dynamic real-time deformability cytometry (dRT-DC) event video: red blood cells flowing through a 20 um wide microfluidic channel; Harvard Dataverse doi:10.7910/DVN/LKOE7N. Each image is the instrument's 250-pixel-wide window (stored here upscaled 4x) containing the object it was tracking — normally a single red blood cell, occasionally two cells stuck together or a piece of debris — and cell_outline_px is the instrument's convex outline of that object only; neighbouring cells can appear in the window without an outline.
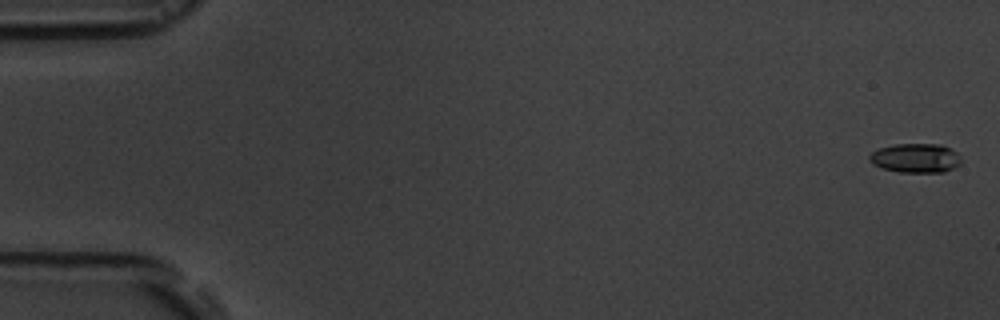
{"species": "common noctule bat (a hibernating species)", "species_latin": "Nyctalus noctula", "temperature_condition": "room temperature", "stored_images_in_passage": 10, "camera_frame_rate_fps": 3000, "um_per_image_px": 0.085, "animal": {"sex": "male", "body_mass_g": 19.5, "forearm_length_mm": 54.6}, "frame": {"image": 1, "passage_image": 1, "time_ms": 0.0, "image_size_px": [1000, 320], "cell_outline_px": [[960, 164], [944, 172], [900, 172], [884, 168], [872, 164], [868, 160], [868, 156], [872, 152], [880, 148], [896, 144], [940, 144], [952, 148], [956, 152], [960, 160]], "centroid_in_image_um": [77.82, 13.43], "position_along_channel_um": 7.2, "area_um2": 15.55}}
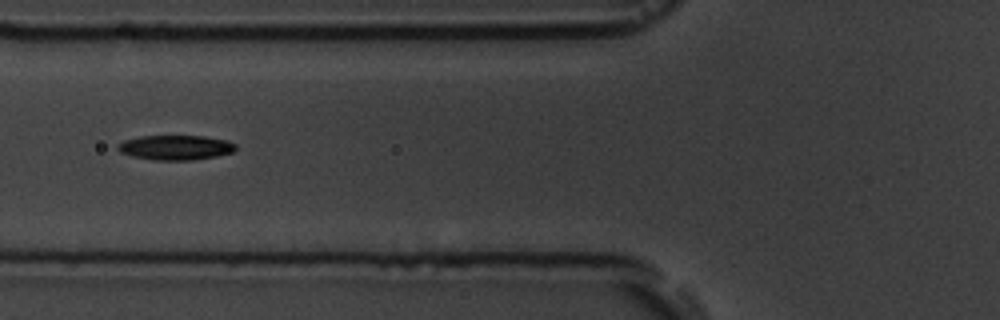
{"frame": {"image": 2, "passage_image": 7, "time_ms": 7.0, "image_size_px": [1000, 320], "cell_outline_px": [[236, 148], [232, 152], [216, 156], [192, 160], [156, 160], [132, 156], [120, 152], [116, 148], [116, 144], [124, 140], [140, 136], [204, 136], [228, 140], [236, 144]], "centroid_in_image_um": [14.91, 12.53], "position_along_channel_um": 110.9, "area_um2": 17.05}}
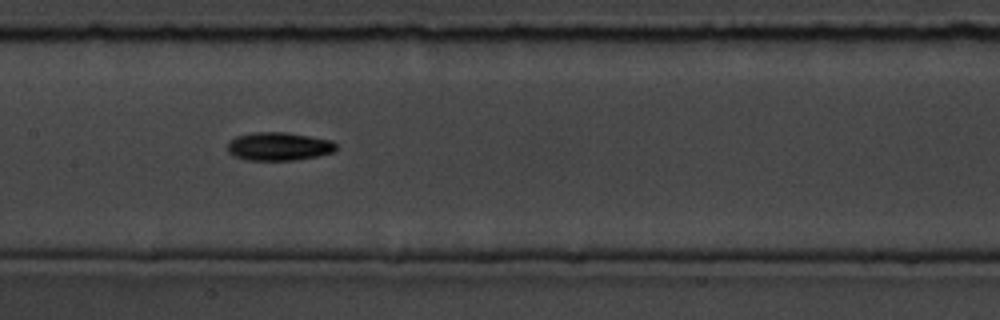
{"frame": {"image": 3, "passage_image": 9, "time_ms": 9.0, "image_size_px": [1000, 320], "cell_outline_px": [[336, 152], [316, 156], [292, 160], [248, 160], [232, 156], [228, 152], [228, 140], [236, 136], [252, 132], [284, 132], [332, 140], [336, 144]], "centroid_in_image_um": [23.67, 12.44], "position_along_channel_um": 183.7, "area_um2": 17.98}}